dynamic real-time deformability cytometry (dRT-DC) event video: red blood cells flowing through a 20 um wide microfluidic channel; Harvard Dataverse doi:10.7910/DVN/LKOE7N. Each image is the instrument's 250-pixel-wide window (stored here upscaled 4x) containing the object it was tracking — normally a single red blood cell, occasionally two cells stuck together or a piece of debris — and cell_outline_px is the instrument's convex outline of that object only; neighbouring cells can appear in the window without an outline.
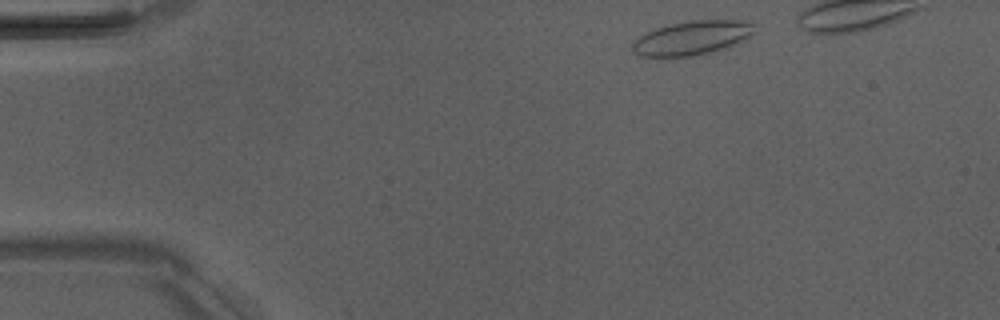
{"species": "Egyptian fruit bat (a non-hibernating species)", "species_latin": "Rousettus aegyptiacus", "temperature_condition": "room temperature", "stored_images_in_passage": 4, "camera_frame_rate_fps": 3000, "um_per_image_px": 0.085, "animal": {"sex": "male"}, "frame": {"image": 1, "passage_image": 4, "time_ms": 3.667, "image_size_px": [1000, 320], "cell_outline_px": [[756, 32], [748, 40], [728, 48], [692, 56], [640, 56], [632, 52], [632, 44], [644, 32], [656, 28], [672, 24], [692, 20], [748, 20], [752, 24]], "centroid_in_image_um": [58.9, 3.22], "position_along_channel_um": 26.1, "area_um2": 24.51}}